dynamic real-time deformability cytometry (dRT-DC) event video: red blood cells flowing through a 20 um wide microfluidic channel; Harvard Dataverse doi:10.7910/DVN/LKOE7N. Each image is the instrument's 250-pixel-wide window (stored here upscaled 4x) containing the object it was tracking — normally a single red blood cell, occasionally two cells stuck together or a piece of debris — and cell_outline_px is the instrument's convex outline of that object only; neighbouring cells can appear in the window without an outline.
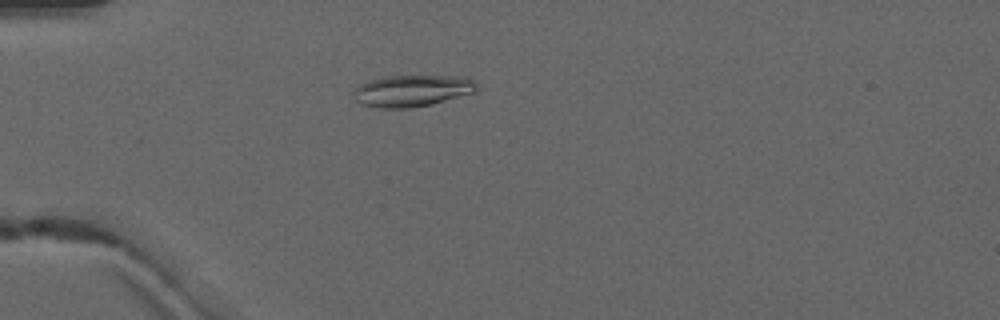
{"species": "common noctule bat (a hibernating species)", "species_latin": "Nyctalus noctula", "temperature_condition": "warm", "stored_images_in_passage": 4, "camera_frame_rate_fps": 3000, "um_per_image_px": 0.085, "animal": {"sex": "male", "forearm_length_mm": 52.5}, "frame": {"image": 1, "passage_image": 4, "time_ms": 4.0, "image_size_px": [1000, 320], "cell_outline_px": [[476, 92], [432, 104], [408, 108], [380, 108], [360, 104], [356, 100], [352, 92], [360, 84], [368, 80], [384, 76], [464, 76], [472, 80], [476, 84]], "centroid_in_image_um": [35.0, 7.71], "position_along_channel_um": 50.0, "area_um2": 22.77}}